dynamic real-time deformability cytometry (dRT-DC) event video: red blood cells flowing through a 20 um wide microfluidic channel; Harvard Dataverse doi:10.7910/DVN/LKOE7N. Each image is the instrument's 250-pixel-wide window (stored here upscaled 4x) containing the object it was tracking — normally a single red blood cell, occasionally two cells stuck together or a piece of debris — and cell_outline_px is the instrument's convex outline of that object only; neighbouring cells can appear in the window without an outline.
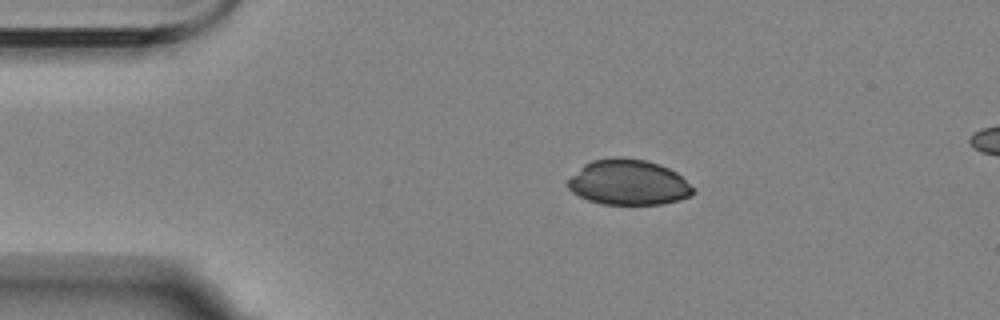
{"species": "Egyptian fruit bat (a non-hibernating species)", "species_latin": "Rousettus aegyptiacus", "temperature_condition": "room temperature", "stored_images_in_passage": 8, "camera_frame_rate_fps": 3000, "um_per_image_px": 0.085, "animal": {"sex": "female"}, "frame": {"image": 1, "passage_image": 4, "time_ms": 3.333, "image_size_px": [1000, 320], "cell_outline_px": [[692, 192], [688, 196], [680, 200], [664, 204], [604, 204], [588, 200], [572, 192], [568, 188], [568, 180], [584, 164], [592, 160], [616, 156], [644, 160], [660, 164], [676, 172], [692, 188]], "centroid_in_image_um": [53.39, 15.5], "position_along_channel_um": 31.6, "area_um2": 32.77}}
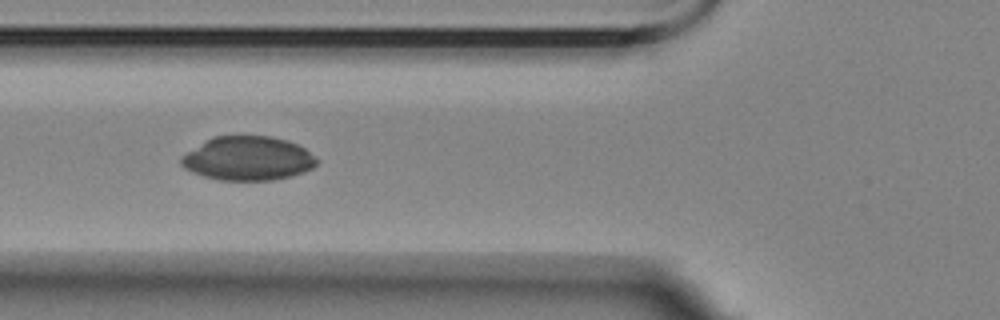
{"frame": {"image": 2, "passage_image": 7, "time_ms": 6.667, "image_size_px": [1000, 320], "cell_outline_px": [[320, 160], [312, 168], [304, 172], [292, 176], [272, 180], [220, 180], [204, 176], [192, 172], [184, 168], [180, 164], [180, 156], [212, 136], [272, 136], [288, 140], [304, 148]], "centroid_in_image_um": [21.07, 13.46], "position_along_channel_um": 104.7, "area_um2": 34.91}}
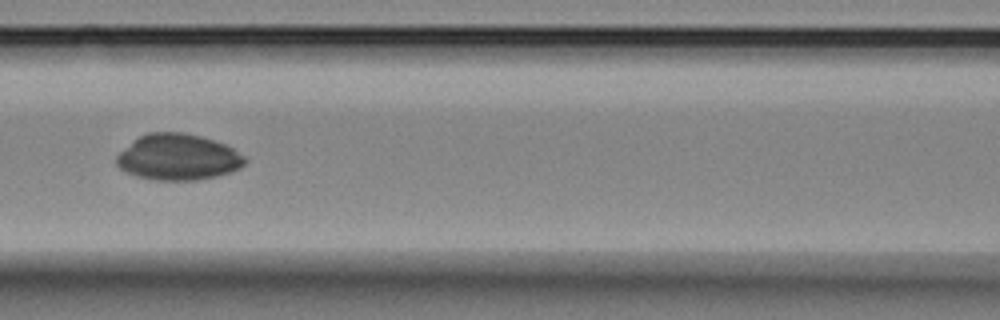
{"frame": {"image": 3, "passage_image": 8, "time_ms": 8.0, "image_size_px": [1000, 320], "cell_outline_px": [[248, 160], [240, 168], [232, 172], [216, 176], [196, 180], [156, 180], [136, 176], [120, 168], [116, 164], [116, 156], [132, 140], [148, 132], [184, 132], [200, 136], [224, 144], [232, 148], [244, 156]], "centroid_in_image_um": [15.13, 13.36], "position_along_channel_um": 151.5, "area_um2": 34.45}}